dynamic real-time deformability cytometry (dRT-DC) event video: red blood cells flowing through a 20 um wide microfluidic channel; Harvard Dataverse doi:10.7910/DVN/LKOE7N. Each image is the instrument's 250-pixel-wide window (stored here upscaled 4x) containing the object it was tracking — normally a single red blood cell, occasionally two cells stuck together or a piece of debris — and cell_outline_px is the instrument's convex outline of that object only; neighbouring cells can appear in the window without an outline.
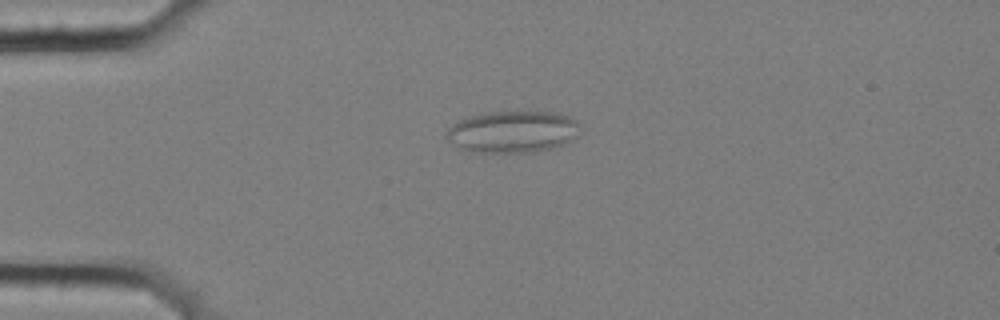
{"species": "common noctule bat (a hibernating species)", "species_latin": "Nyctalus noctula", "temperature_condition": "cold", "stored_images_in_passage": 6, "camera_frame_rate_fps": 3000, "um_per_image_px": 0.085, "animal": {"sex": "female", "body_mass_g": 25.1}, "frame": {"image": 1, "passage_image": 4, "time_ms": 1.0, "image_size_px": [1000, 320], "cell_outline_px": [[580, 124], [576, 136], [572, 140], [564, 144], [552, 148], [532, 152], [472, 152], [460, 148], [448, 140], [444, 136], [444, 132], [452, 124], [468, 116], [484, 112], [552, 112], [568, 116], [576, 120]], "centroid_in_image_um": [43.54, 11.2], "position_along_channel_um": 41.5, "area_um2": 32.66}}